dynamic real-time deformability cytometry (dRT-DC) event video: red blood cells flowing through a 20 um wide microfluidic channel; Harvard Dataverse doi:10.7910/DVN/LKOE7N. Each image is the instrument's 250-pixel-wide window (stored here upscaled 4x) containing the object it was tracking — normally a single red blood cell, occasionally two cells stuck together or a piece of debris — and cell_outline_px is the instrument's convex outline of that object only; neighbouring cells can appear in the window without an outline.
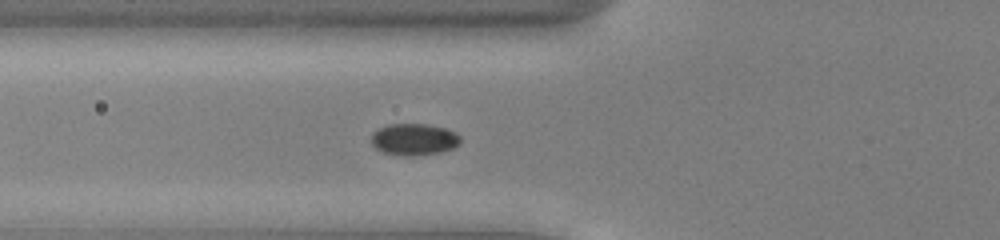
{"species": "common noctule bat (a hibernating species)", "species_latin": "Nyctalus noctula", "temperature_condition": "cold", "stored_images_in_passage": 38, "camera_frame_rate_fps": 3000, "um_per_image_px": 0.085, "animal": {"sex": "male", "body_mass_g": 13.0, "forearm_length_mm": 53.1}, "frame": {"image": 1, "passage_image": 9, "time_ms": 2.667, "image_size_px": [1000, 240], "cell_outline_px": [[460, 144], [452, 148], [440, 152], [412, 156], [400, 156], [380, 152], [372, 144], [372, 132], [388, 124], [428, 124], [444, 128], [456, 132], [460, 136]], "centroid_in_image_um": [35.18, 11.85], "position_along_channel_um": 90.6, "area_um2": 16.59}}
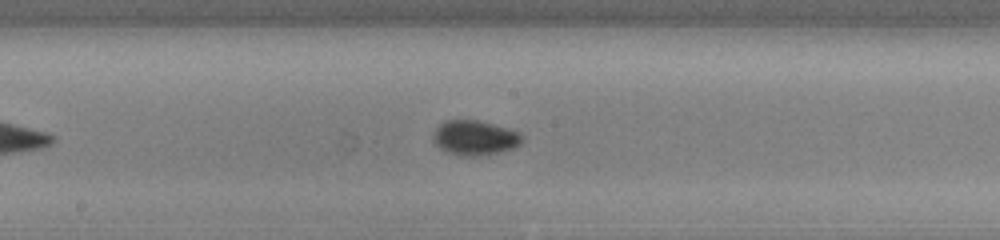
{"frame": {"image": 2, "passage_image": 18, "time_ms": 5.667, "image_size_px": [1000, 240], "cell_outline_px": [[524, 140], [520, 144], [512, 148], [480, 156], [460, 156], [444, 152], [432, 140], [432, 136], [436, 128], [444, 120], [480, 120], [512, 128], [520, 132], [524, 136]], "centroid_in_image_um": [40.37, 11.7], "position_along_channel_um": 207.8, "area_um2": 18.44}}
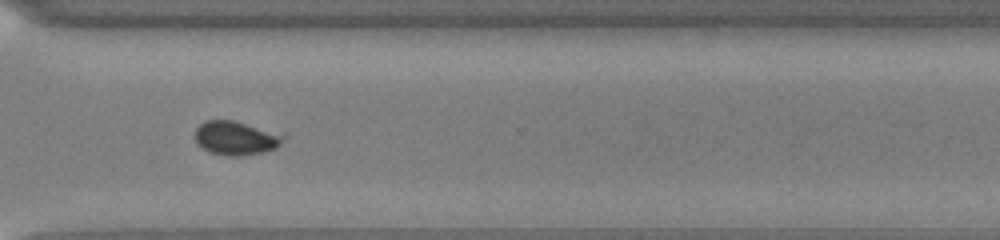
{"frame": {"image": 3, "passage_image": 29, "time_ms": 9.333, "image_size_px": [1000, 240], "cell_outline_px": [[288, 136], [276, 148], [264, 152], [240, 156], [228, 156], [212, 152], [204, 148], [196, 140], [196, 128], [204, 120], [232, 120], [284, 132]], "centroid_in_image_um": [20.16, 11.71], "position_along_channel_um": 350.4, "area_um2": 17.69}, "authors_computed_cell_mechanics": {"area_um2": 17.2244, "velocity_mm_per_s": 3.8957, "shape_relaxation_time_tau1_ms": 1.6775, "shape_relaxation_time_tau2_ms": null, "deformation_change_tau1": 0.0343, "deformation_change_tau2": null}}